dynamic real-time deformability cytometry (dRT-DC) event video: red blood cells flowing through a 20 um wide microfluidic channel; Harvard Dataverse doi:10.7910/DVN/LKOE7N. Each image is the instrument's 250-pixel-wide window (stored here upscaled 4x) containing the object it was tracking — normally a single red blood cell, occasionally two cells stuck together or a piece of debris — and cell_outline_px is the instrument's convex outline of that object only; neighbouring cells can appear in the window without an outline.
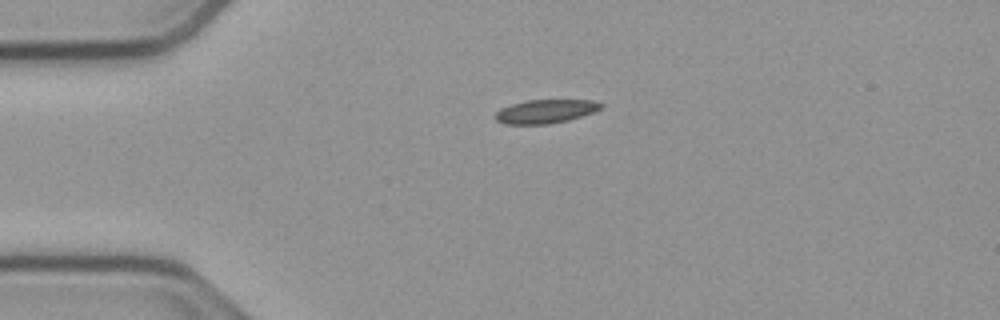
{"species": "common noctule bat (a hibernating species)", "species_latin": "Nyctalus noctula", "temperature_condition": "cold", "stored_images_in_passage": 35, "camera_frame_rate_fps": 3000, "um_per_image_px": 0.085, "animal": {"sex": "male", "body_mass_g": 23.1, "forearm_length_mm": 52.7}, "frame": {"image": 1, "passage_image": 1, "time_ms": 0.0, "image_size_px": [1000, 320], "cell_outline_px": [[604, 104], [600, 108], [592, 112], [568, 120], [548, 124], [504, 124], [496, 120], [496, 112], [500, 108], [512, 104], [528, 100], [592, 100]], "centroid_in_image_um": [46.34, 9.46], "position_along_channel_um": 38.7, "area_um2": 14.39}}
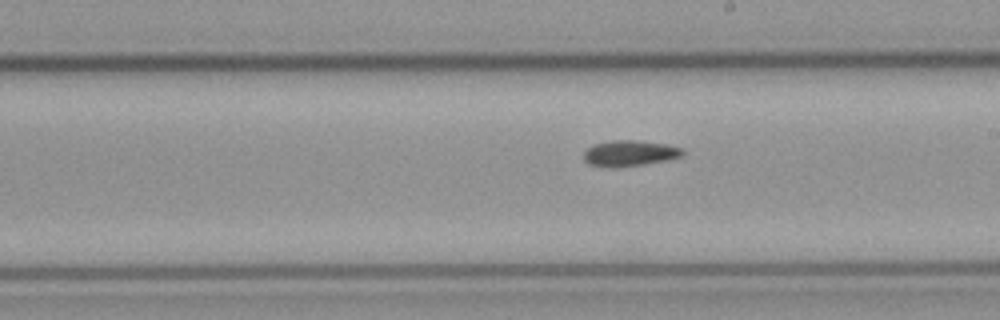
{"frame": {"image": 2, "passage_image": 19, "time_ms": 6.0, "image_size_px": [1000, 320], "cell_outline_px": [[684, 156], [668, 160], [644, 164], [616, 168], [588, 164], [584, 160], [584, 152], [592, 144], [612, 140], [636, 140], [664, 144], [684, 148]], "centroid_in_image_um": [53.54, 13.03], "position_along_channel_um": 235.5, "area_um2": 15.03}}
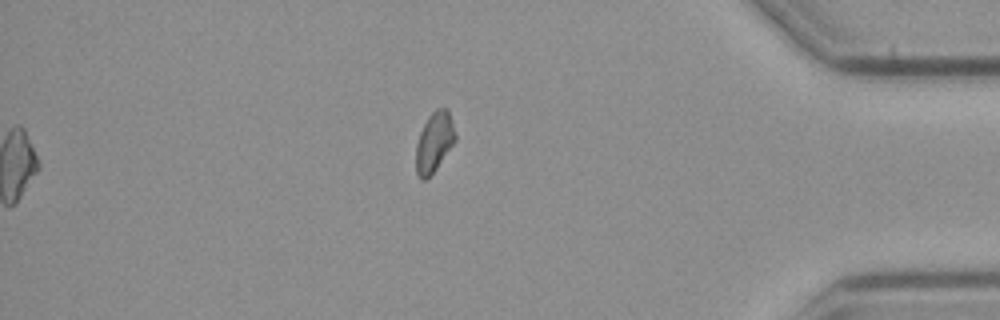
{"frame": {"image": 3, "passage_image": 35, "time_ms": 11.333, "image_size_px": [1000, 320], "cell_outline_px": [[456, 140], [436, 168], [424, 180], [420, 180], [416, 172], [416, 144], [420, 132], [428, 116], [436, 108], [448, 108], [456, 136]], "centroid_in_image_um": [36.9, 12.05], "position_along_channel_um": 398.3, "area_um2": 13.58}}